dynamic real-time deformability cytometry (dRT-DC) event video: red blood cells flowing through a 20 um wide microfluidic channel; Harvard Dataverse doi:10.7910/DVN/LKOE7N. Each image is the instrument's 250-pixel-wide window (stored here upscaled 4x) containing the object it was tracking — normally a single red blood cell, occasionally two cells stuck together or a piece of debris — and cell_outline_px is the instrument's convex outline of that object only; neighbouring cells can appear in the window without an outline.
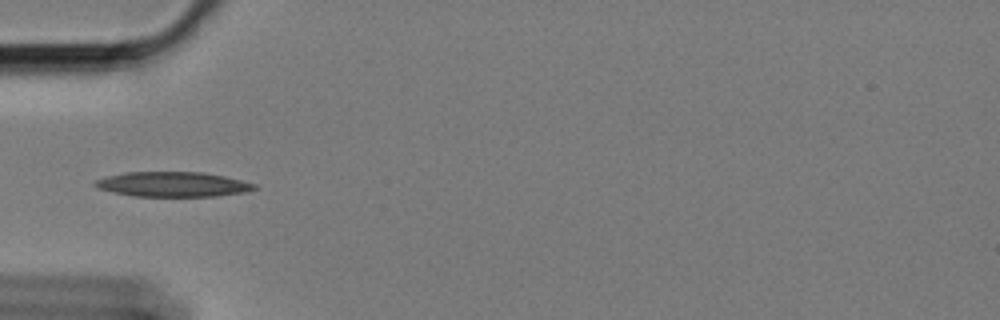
{"species": "Egyptian fruit bat (a non-hibernating species)", "species_latin": "Rousettus aegyptiacus", "temperature_condition": "cold", "stored_images_in_passage": 29, "camera_frame_rate_fps": 3000, "um_per_image_px": 0.085, "animal": {"sex": "female"}, "frame": {"image": 1, "passage_image": 1, "time_ms": 0.0, "image_size_px": [1000, 320], "cell_outline_px": [[260, 188], [248, 192], [216, 196], [132, 196], [112, 192], [96, 188], [92, 184], [96, 180], [108, 176], [124, 172], [204, 172], [224, 176], [256, 184]], "centroid_in_image_um": [14.71, 15.67], "position_along_channel_um": 70.3, "area_um2": 23.29}}
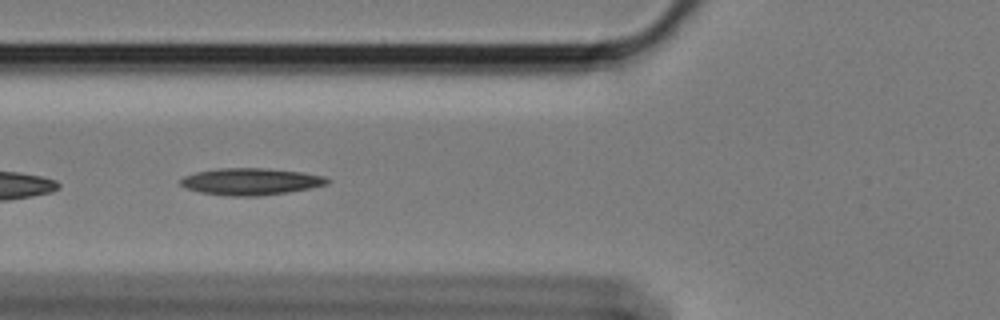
{"frame": {"image": 2, "passage_image": 4, "time_ms": 1.0, "image_size_px": [1000, 320], "cell_outline_px": [[332, 180], [328, 184], [288, 192], [260, 196], [228, 196], [200, 192], [188, 188], [180, 184], [180, 180], [184, 176], [196, 172], [220, 168], [264, 168], [300, 172], [324, 176]], "centroid_in_image_um": [21.32, 15.43], "position_along_channel_um": 104.5, "area_um2": 22.83}}
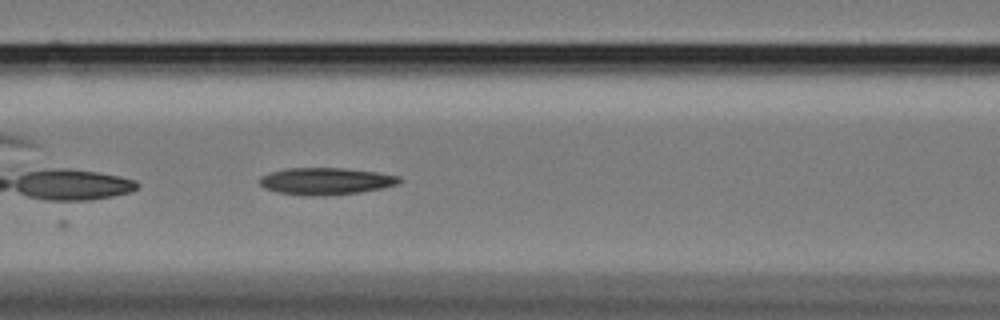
{"frame": {"image": 3, "passage_image": 7, "time_ms": 2.0, "image_size_px": [1000, 320], "cell_outline_px": [[404, 180], [400, 184], [384, 188], [360, 192], [324, 196], [312, 196], [276, 192], [264, 188], [260, 184], [260, 176], [272, 172], [288, 168], [344, 168], [376, 172], [400, 176]], "centroid_in_image_um": [27.75, 15.4], "position_along_channel_um": 138.8, "area_um2": 22.14}}